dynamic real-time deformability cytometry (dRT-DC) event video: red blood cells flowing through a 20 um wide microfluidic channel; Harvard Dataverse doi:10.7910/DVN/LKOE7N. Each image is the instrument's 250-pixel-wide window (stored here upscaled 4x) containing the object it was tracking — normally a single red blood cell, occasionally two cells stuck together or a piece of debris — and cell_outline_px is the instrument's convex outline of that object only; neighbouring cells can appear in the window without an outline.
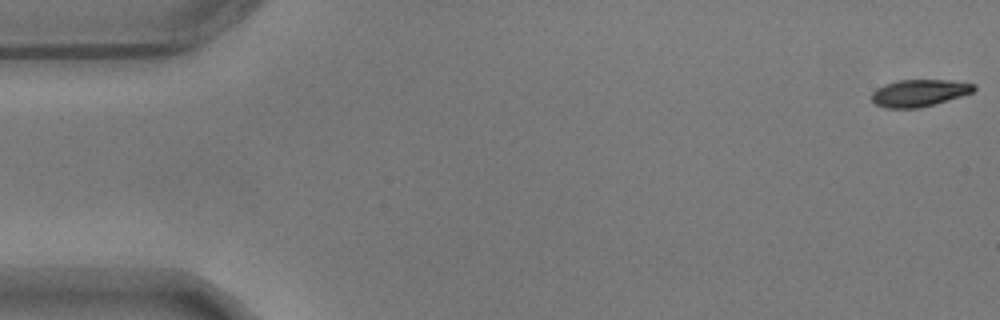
{"species": "common noctule bat (a hibernating species)", "species_latin": "Nyctalus noctula", "temperature_condition": "warm", "stored_images_in_passage": 58, "camera_frame_rate_fps": 3000, "um_per_image_px": 0.085, "animal": {"sex": "male", "body_mass_g": 17.9}, "frame": {"image": 1, "passage_image": 1, "time_ms": 0.0, "image_size_px": [1000, 320], "cell_outline_px": [[976, 88], [972, 92], [960, 96], [932, 104], [916, 108], [884, 108], [876, 104], [872, 100], [872, 92], [876, 88], [884, 84], [900, 80], [948, 80], [976, 84]], "centroid_in_image_um": [78.1, 7.89], "position_along_channel_um": 6.9, "area_um2": 15.9}}
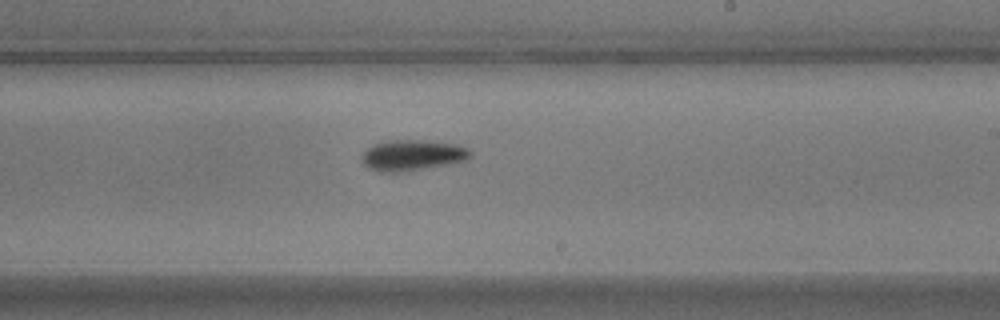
{"frame": {"image": 2, "passage_image": 34, "time_ms": 11.0, "image_size_px": [1000, 320], "cell_outline_px": [[472, 156], [464, 160], [448, 164], [408, 172], [380, 172], [368, 168], [364, 164], [364, 152], [368, 148], [376, 144], [388, 140], [428, 140], [456, 144], [468, 148], [472, 152]], "centroid_in_image_um": [35.1, 13.2], "position_along_channel_um": 253.9, "area_um2": 19.48}}
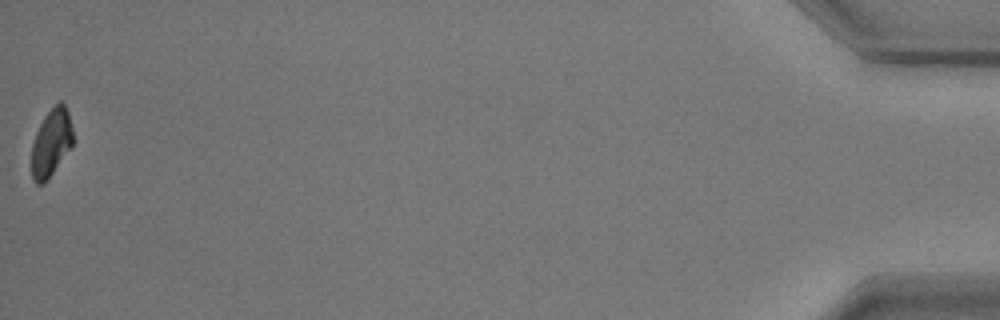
{"frame": {"image": 3, "passage_image": 58, "time_ms": 19.0, "image_size_px": [1000, 320], "cell_outline_px": [[72, 144], [44, 184], [36, 184], [32, 180], [32, 144], [36, 132], [44, 116], [60, 100], [64, 104], [68, 112], [72, 128]], "centroid_in_image_um": [4.33, 12.13], "position_along_channel_um": 430.9, "area_um2": 15.9}, "authors_computed_cell_mechanics": {"area_um2": 17.8313, "velocity_mm_per_s": 3.4622, "shape_relaxation_time_tau1_ms": 4.2548, "shape_relaxation_time_tau2_ms": null, "deformation_change_tau1": 0.1617, "deformation_change_tau2": null}}